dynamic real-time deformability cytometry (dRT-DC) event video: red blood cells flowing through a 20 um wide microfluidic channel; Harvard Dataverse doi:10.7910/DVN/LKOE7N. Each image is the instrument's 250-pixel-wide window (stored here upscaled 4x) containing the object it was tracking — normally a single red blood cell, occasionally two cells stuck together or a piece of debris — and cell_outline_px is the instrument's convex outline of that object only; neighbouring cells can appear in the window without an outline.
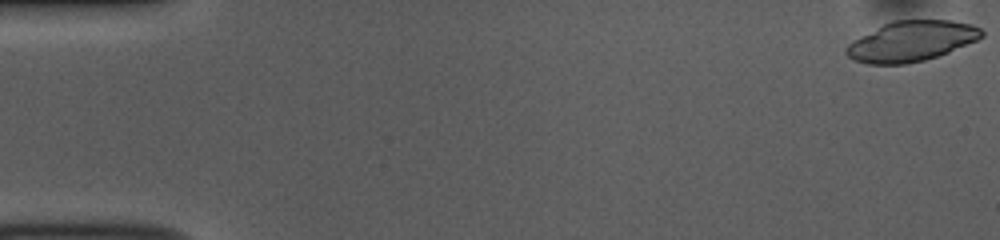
{"species": "common noctule bat (a hibernating species)", "species_latin": "Nyctalus noctula", "temperature_condition": "room temperature", "stored_images_in_passage": 52, "camera_frame_rate_fps": 3000, "um_per_image_px": 0.085, "animal": {"sex": "female", "body_mass_g": 10.0, "forearm_length_mm": 53.1}, "frame": {"image": 1, "passage_image": 1, "time_ms": 0.0, "image_size_px": [1000, 240], "cell_outline_px": [[984, 36], [976, 40], [948, 52], [924, 60], [904, 64], [868, 64], [852, 60], [844, 52], [844, 48], [852, 40], [892, 20], [952, 20], [972, 24], [980, 28], [984, 32]], "centroid_in_image_um": [77.44, 3.5], "position_along_channel_um": 7.6, "area_um2": 31.79}}